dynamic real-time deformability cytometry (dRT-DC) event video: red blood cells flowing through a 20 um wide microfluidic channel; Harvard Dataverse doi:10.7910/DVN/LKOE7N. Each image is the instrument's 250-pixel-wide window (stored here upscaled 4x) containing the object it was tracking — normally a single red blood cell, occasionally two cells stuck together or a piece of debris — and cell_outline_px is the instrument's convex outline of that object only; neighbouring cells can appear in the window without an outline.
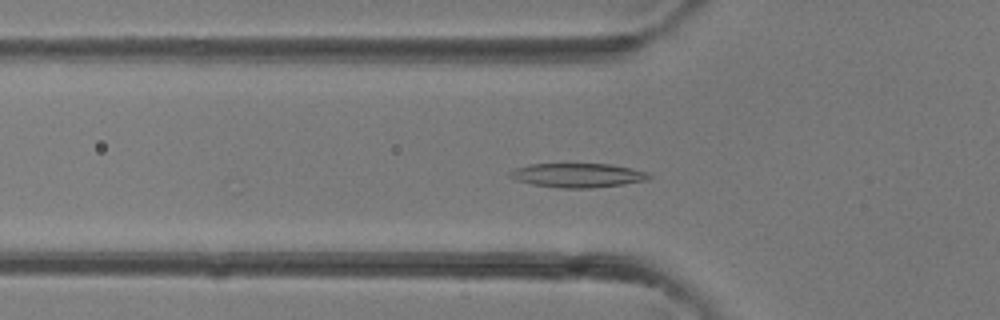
{"species": "common noctule bat (a hibernating species)", "species_latin": "Nyctalus noctula", "temperature_condition": "room temperature", "stored_images_in_passage": 41, "camera_frame_rate_fps": 3000, "um_per_image_px": 0.085, "animal": {"sex": "female"}, "frame": {"image": 1, "passage_image": 14, "time_ms": 4.333, "image_size_px": [1000, 320], "cell_outline_px": [[652, 176], [648, 180], [624, 184], [588, 188], [560, 188], [532, 184], [516, 180], [508, 176], [508, 172], [516, 168], [532, 164], [612, 164], [632, 168], [648, 172]], "centroid_in_image_um": [49.13, 14.9], "position_along_channel_um": 76.7, "area_um2": 19.59}}
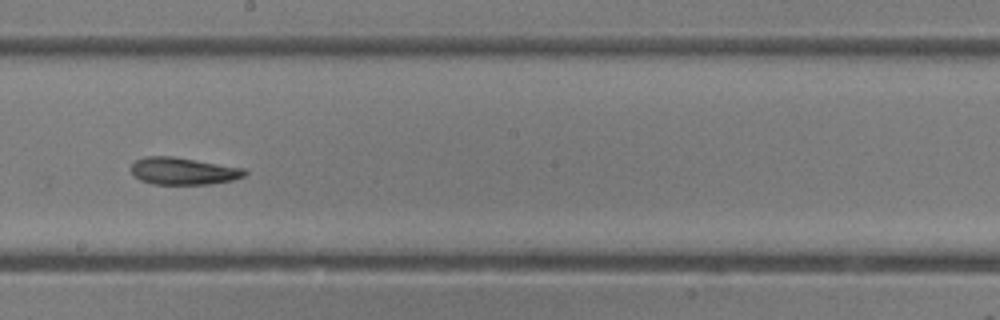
{"frame": {"image": 2, "passage_image": 23, "time_ms": 7.333, "image_size_px": [1000, 320], "cell_outline_px": [[248, 172], [244, 176], [232, 180], [208, 184], [152, 184], [140, 180], [132, 176], [132, 164], [136, 160], [144, 156], [172, 156], [244, 168]], "centroid_in_image_um": [15.55, 14.54], "position_along_channel_um": 232.7, "area_um2": 17.98}}
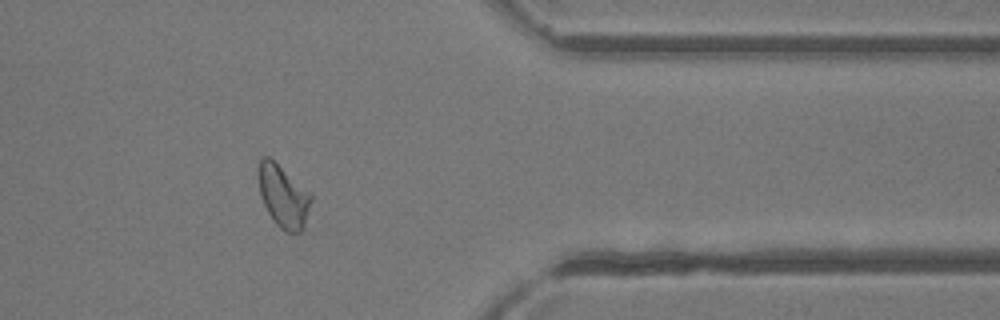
{"frame": {"image": 3, "passage_image": 33, "time_ms": 10.667, "image_size_px": [1000, 320], "cell_outline_px": [[312, 200], [304, 228], [300, 232], [284, 232], [272, 220], [260, 196], [256, 172], [256, 168], [260, 156], [268, 156], [312, 192]], "centroid_in_image_um": [24.06, 16.64], "position_along_channel_um": 387.3, "area_um2": 19.77}}